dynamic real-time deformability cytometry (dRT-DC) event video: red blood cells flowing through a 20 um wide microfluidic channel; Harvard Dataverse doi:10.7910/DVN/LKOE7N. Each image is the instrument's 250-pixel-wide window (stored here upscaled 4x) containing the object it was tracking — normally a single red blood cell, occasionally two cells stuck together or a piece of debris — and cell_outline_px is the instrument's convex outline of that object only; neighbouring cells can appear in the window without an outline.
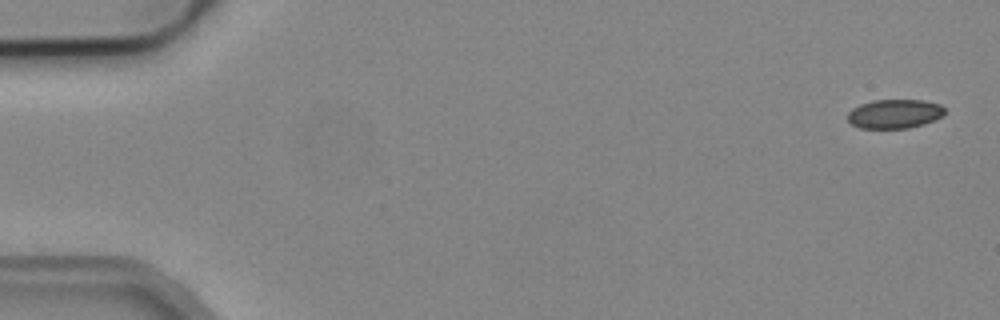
{"species": "common noctule bat (a hibernating species)", "species_latin": "Nyctalus noctula", "temperature_condition": "cold", "stored_images_in_passage": 4, "camera_frame_rate_fps": 3000, "um_per_image_px": 0.085, "animal": {"sex": "male", "body_mass_g": 19.2, "forearm_length_mm": 51.8}, "frame": {"image": 1, "passage_image": 1, "time_ms": 0.0, "image_size_px": [1000, 320], "cell_outline_px": [[944, 116], [924, 124], [908, 128], [860, 128], [852, 124], [848, 120], [848, 112], [852, 108], [860, 104], [872, 100], [924, 100], [940, 104], [944, 108]], "centroid_in_image_um": [76.05, 9.67], "position_along_channel_um": 9.0, "area_um2": 16.53}}